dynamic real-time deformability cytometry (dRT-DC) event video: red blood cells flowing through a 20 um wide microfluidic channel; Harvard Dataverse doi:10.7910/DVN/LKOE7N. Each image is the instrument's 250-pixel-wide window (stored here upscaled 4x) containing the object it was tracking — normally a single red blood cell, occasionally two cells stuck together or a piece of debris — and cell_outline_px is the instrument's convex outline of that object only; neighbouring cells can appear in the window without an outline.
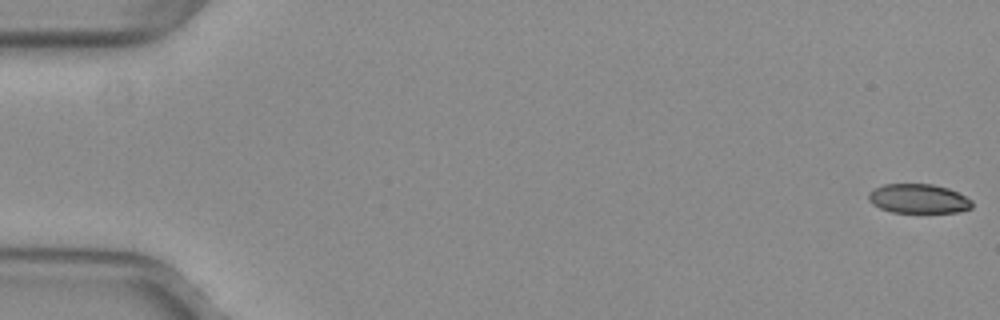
{"species": "common noctule bat (a hibernating species)", "species_latin": "Nyctalus noctula", "temperature_condition": "warm", "stored_images_in_passage": 4, "camera_frame_rate_fps": 3000, "um_per_image_px": 0.085, "animal": {"sex": "female", "body_mass_g": 29.2, "forearm_length_mm": 56.3}, "frame": {"image": 1, "passage_image": 1, "time_ms": 0.0, "image_size_px": [1000, 320], "cell_outline_px": [[972, 208], [956, 212], [892, 212], [880, 208], [872, 204], [868, 200], [868, 192], [884, 184], [932, 184], [948, 188], [972, 200]], "centroid_in_image_um": [78.05, 16.88], "position_along_channel_um": 7.0, "area_um2": 17.57}}